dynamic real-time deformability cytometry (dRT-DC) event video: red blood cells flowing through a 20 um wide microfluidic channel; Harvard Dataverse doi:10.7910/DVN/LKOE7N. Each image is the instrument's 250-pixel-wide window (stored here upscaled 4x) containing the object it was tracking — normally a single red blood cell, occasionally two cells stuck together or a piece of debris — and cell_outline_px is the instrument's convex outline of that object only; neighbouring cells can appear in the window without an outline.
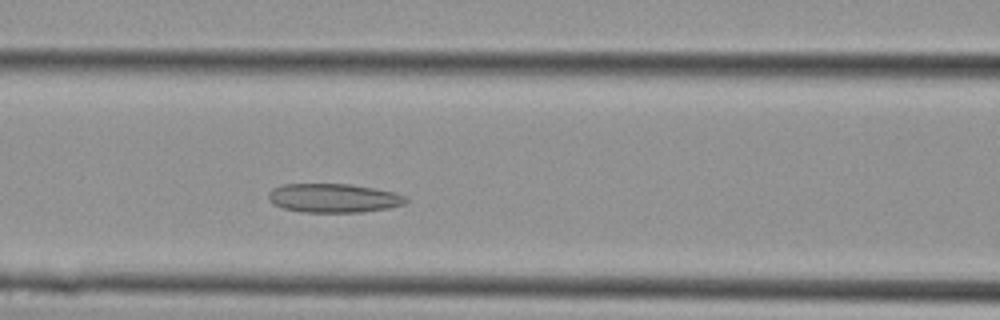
{"species": "Egyptian fruit bat (a non-hibernating species)", "species_latin": "Rousettus aegyptiacus", "temperature_condition": "cold", "stored_images_in_passage": 5, "camera_frame_rate_fps": 3000, "um_per_image_px": 0.085, "animal": {"sex": "female"}, "frame": {"image": 1, "passage_image": 5, "time_ms": 1.333, "image_size_px": [1000, 320], "cell_outline_px": [[408, 200], [404, 204], [388, 208], [360, 212], [304, 212], [284, 208], [272, 204], [268, 200], [268, 192], [272, 188], [284, 184], [352, 184], [376, 188], [396, 192], [408, 196]], "centroid_in_image_um": [28.37, 16.82], "position_along_channel_um": 138.2, "area_um2": 23.41}}